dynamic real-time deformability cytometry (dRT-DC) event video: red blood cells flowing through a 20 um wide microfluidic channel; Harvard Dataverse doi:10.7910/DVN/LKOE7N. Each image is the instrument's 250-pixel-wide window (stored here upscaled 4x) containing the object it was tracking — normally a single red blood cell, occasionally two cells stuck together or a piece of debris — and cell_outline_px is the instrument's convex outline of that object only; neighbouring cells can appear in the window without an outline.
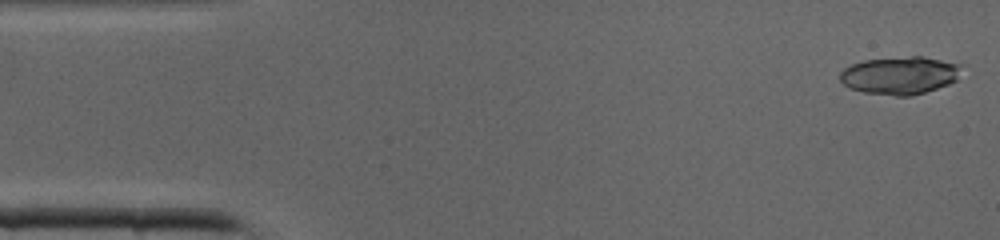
{"species": "common noctule bat (a hibernating species)", "species_latin": "Nyctalus noctula", "temperature_condition": "cold", "stored_images_in_passage": 40, "camera_frame_rate_fps": 3000, "um_per_image_px": 0.085, "animal": {"sex": "male", "body_mass_g": 19.0, "forearm_length_mm": 50.8}, "frame": {"image": 1, "passage_image": 1, "time_ms": 0.0, "image_size_px": [1000, 240], "cell_outline_px": [[960, 68], [956, 80], [948, 84], [912, 96], [896, 96], [864, 92], [848, 88], [840, 80], [840, 72], [844, 68], [852, 64], [864, 60], [912, 56], [924, 56], [960, 64]], "centroid_in_image_um": [76.46, 6.4], "position_along_channel_um": 8.5, "area_um2": 26.59}}